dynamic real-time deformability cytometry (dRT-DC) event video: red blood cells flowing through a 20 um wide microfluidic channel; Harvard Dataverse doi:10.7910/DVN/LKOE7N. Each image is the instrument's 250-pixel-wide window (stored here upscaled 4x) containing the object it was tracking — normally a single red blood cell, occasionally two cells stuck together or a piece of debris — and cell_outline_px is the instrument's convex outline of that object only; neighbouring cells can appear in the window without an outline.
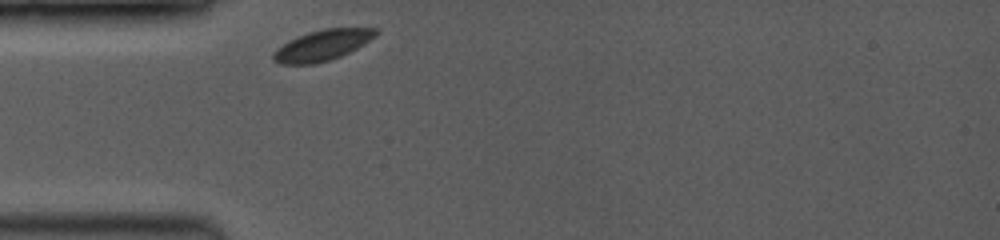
{"species": "common noctule bat (a hibernating species)", "species_latin": "Nyctalus noctula", "temperature_condition": "room temperature", "stored_images_in_passage": 17, "camera_frame_rate_fps": 3500, "um_per_image_px": 0.085, "animal": {"sex": "female", "body_mass_g": 19.0, "forearm_length_mm": 53.3}, "frame": {"image": 1, "passage_image": 1, "time_ms": 0.0, "image_size_px": [1000, 240], "cell_outline_px": [[380, 28], [376, 36], [364, 44], [340, 56], [328, 60], [312, 64], [280, 64], [272, 60], [272, 52], [276, 48], [288, 40], [308, 32], [324, 28]], "centroid_in_image_um": [27.37, 3.84], "position_along_channel_um": 57.6, "area_um2": 18.38}}
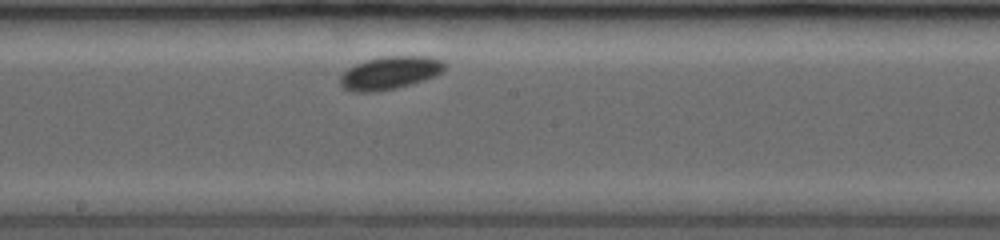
{"frame": {"image": 2, "passage_image": 10, "time_ms": 4.286, "image_size_px": [1000, 240], "cell_outline_px": [[448, 68], [436, 76], [412, 84], [396, 88], [372, 92], [356, 92], [344, 88], [340, 84], [340, 76], [348, 68], [356, 64], [368, 60], [384, 56], [428, 56], [444, 60], [448, 64]], "centroid_in_image_um": [33.22, 6.18], "position_along_channel_um": 215.0, "area_um2": 20.23}}
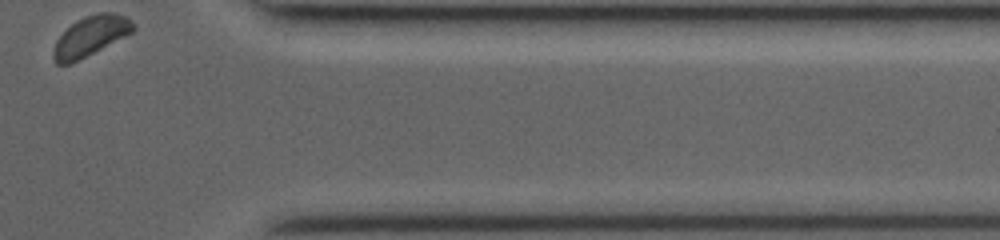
{"frame": {"image": 3, "passage_image": 17, "time_ms": 9.429, "image_size_px": [1000, 240], "cell_outline_px": [[136, 28], [132, 32], [68, 64], [56, 64], [52, 56], [52, 52], [56, 40], [76, 20], [84, 16], [96, 12], [112, 12], [124, 16], [132, 20], [136, 24]], "centroid_in_image_um": [7.7, 3.02], "position_along_channel_um": 403.7, "area_um2": 18.15}, "authors_computed_cell_mechanics": {"area_um2": 18.5538, "velocity_mm_per_s": 3.7687, "shape_relaxation_time_tau1_ms": 0.9895, "shape_relaxation_time_tau2_ms": null, "deformation_change_tau1": 0.0418, "deformation_change_tau2": null}}